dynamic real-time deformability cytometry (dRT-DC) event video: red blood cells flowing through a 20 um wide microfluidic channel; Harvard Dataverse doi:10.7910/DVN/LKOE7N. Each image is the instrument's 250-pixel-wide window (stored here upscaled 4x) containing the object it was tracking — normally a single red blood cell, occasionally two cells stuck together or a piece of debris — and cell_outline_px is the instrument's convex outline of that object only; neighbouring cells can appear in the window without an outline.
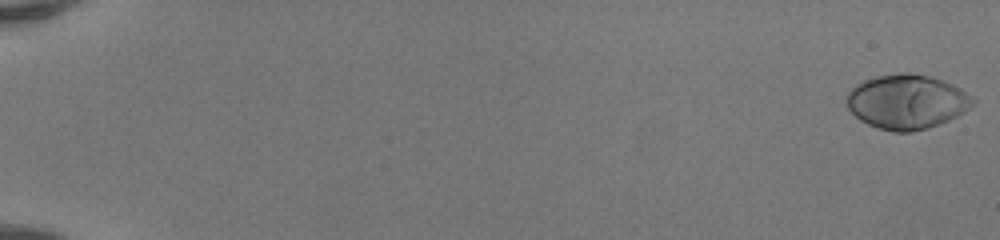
{"species": "human", "species_latin": "Homo sapiens", "temperature_condition": "room temperature", "stored_images_in_passage": 51, "camera_frame_rate_fps": 3000, "um_per_image_px": 0.085, "donor": {"sex": "female"}, "frame": {"image": 1, "passage_image": 1, "time_ms": 0.0, "image_size_px": [1000, 240], "cell_outline_px": [[976, 104], [964, 112], [948, 120], [928, 128], [912, 132], [892, 132], [868, 124], [860, 120], [848, 108], [848, 92], [856, 84], [864, 80], [876, 76], [904, 72], [908, 72], [928, 76], [952, 84], [960, 88], [972, 96], [976, 100]], "centroid_in_image_um": [77.1, 8.65], "position_along_channel_um": 7.9, "area_um2": 39.94}}
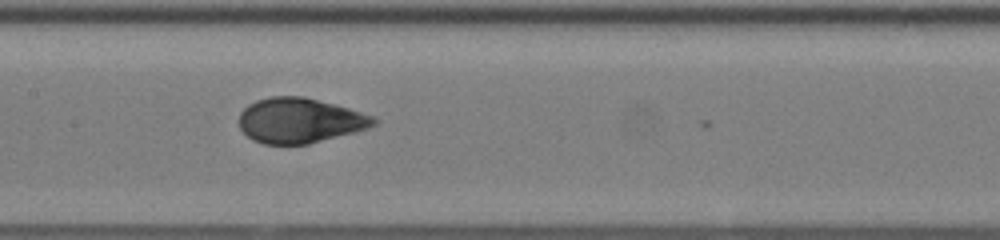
{"frame": {"image": 2, "passage_image": 28, "time_ms": 9.0, "image_size_px": [1000, 240], "cell_outline_px": [[380, 120], [376, 124], [368, 128], [356, 132], [308, 144], [264, 144], [252, 140], [240, 128], [240, 112], [248, 104], [256, 100], [272, 96], [304, 96], [348, 108], [372, 116]], "centroid_in_image_um": [25.48, 10.24], "position_along_channel_um": 181.9, "area_um2": 35.32}}
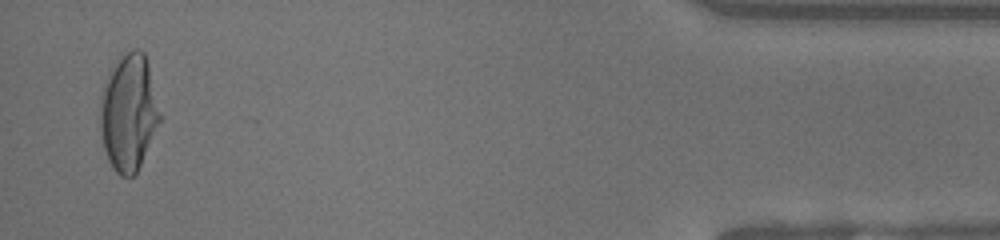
{"frame": {"image": 3, "passage_image": 50, "time_ms": 16.333, "image_size_px": [1000, 240], "cell_outline_px": [[164, 116], [136, 172], [132, 176], [120, 176], [112, 168], [108, 160], [104, 148], [100, 128], [100, 108], [104, 84], [120, 52], [132, 48], [136, 48], [144, 52], [148, 64]], "centroid_in_image_um": [10.98, 9.52], "position_along_channel_um": 424.2, "area_um2": 41.21}, "authors_computed_cell_mechanics": {"area_um2": 36.3562, "velocity_mm_per_s": 4.2006, "shape_relaxation_time_tau1_ms": 3.806, "shape_relaxation_time_tau2_ms": null, "deformation_change_tau1": 0.2235, "deformation_change_tau2": null}}